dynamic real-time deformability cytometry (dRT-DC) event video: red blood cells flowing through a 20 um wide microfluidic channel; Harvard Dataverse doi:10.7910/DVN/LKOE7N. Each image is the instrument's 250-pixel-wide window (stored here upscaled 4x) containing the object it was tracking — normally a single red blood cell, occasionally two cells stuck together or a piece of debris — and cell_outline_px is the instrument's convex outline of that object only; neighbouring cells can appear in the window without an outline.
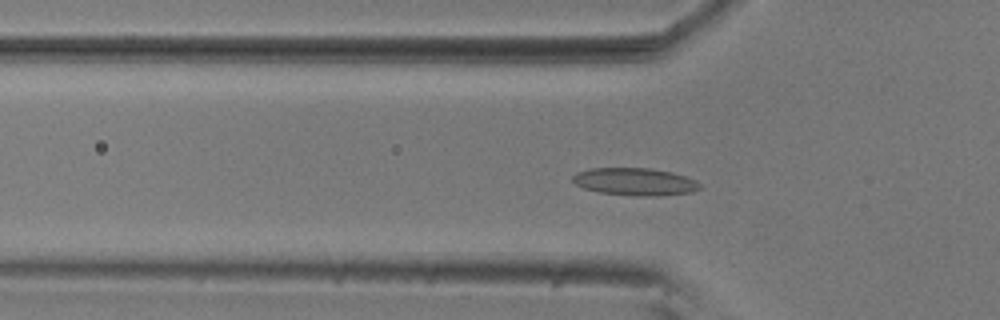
{"species": "common noctule bat (a hibernating species)", "species_latin": "Nyctalus noctula", "temperature_condition": "room temperature", "stored_images_in_passage": 56, "camera_frame_rate_fps": 3000, "um_per_image_px": 0.085, "animal": {"sex": "male", "body_mass_g": 20.5, "forearm_length_mm": 52.5}, "frame": {"image": 1, "passage_image": 18, "time_ms": 5.667, "image_size_px": [1000, 320], "cell_outline_px": [[700, 188], [692, 192], [660, 196], [632, 196], [600, 192], [584, 188], [576, 184], [572, 180], [572, 176], [576, 172], [592, 168], [652, 168], [672, 172], [696, 180], [700, 184]], "centroid_in_image_um": [53.97, 15.44], "position_along_channel_um": 71.8, "area_um2": 20.46}}
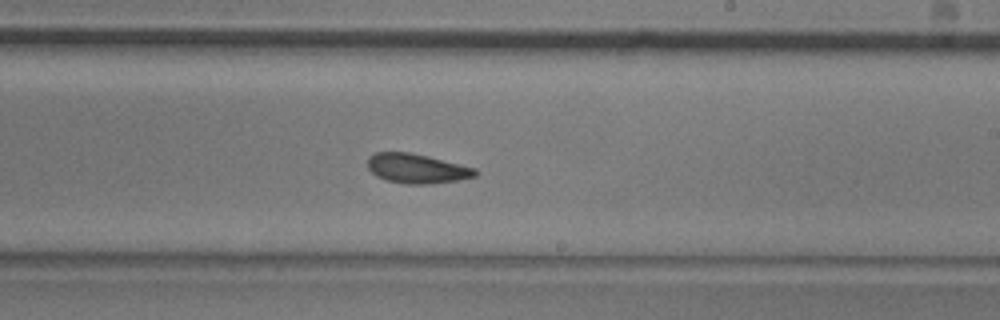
{"frame": {"image": 2, "passage_image": 33, "time_ms": 10.667, "image_size_px": [1000, 320], "cell_outline_px": [[480, 172], [476, 176], [460, 180], [432, 184], [408, 184], [388, 180], [376, 176], [368, 168], [368, 156], [376, 152], [408, 152], [428, 156], [476, 168]], "centroid_in_image_um": [35.47, 14.33], "position_along_channel_um": 253.5, "area_um2": 18.61}}
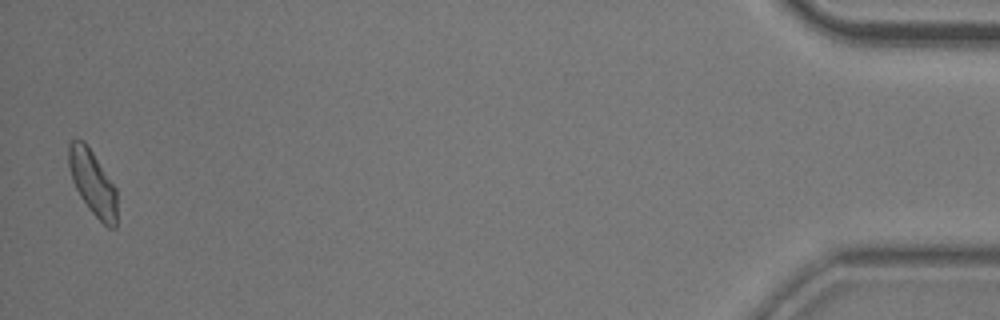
{"frame": {"image": 3, "passage_image": 55, "time_ms": 18.0, "image_size_px": [1000, 320], "cell_outline_px": [[116, 228], [108, 228], [88, 208], [80, 196], [72, 180], [68, 164], [68, 144], [76, 136], [84, 140], [116, 188]], "centroid_in_image_um": [7.85, 15.5], "position_along_channel_um": 427.3, "area_um2": 18.21}, "authors_computed_cell_mechanics": {"area_um2": 18.6694, "velocity_mm_per_s": 3.6205, "shape_relaxation_time_tau1_ms": 8.2599, "shape_relaxation_time_tau2_ms": 3.6284, "deformation_change_tau1": 0.1209, "deformation_change_tau2": 0.108}}